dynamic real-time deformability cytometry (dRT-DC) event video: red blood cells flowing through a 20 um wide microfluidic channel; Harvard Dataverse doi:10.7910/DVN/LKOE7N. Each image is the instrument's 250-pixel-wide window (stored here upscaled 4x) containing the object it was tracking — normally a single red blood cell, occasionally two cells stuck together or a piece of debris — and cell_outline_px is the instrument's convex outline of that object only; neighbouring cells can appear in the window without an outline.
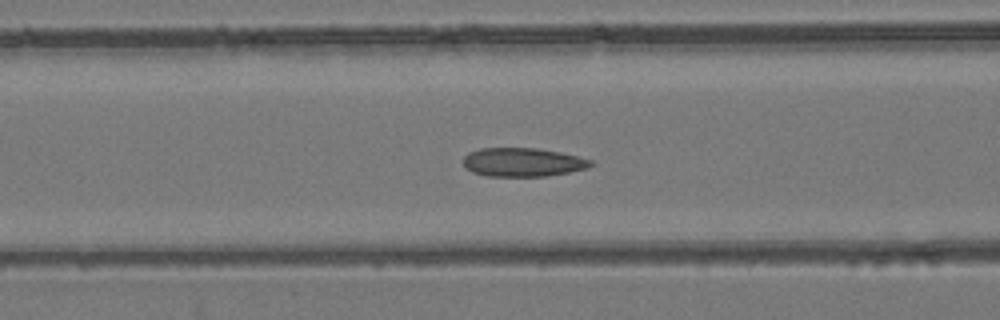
{"species": "common noctule bat (a hibernating species)", "species_latin": "Nyctalus noctula", "temperature_condition": "room temperature", "stored_images_in_passage": 55, "camera_frame_rate_fps": 3000, "um_per_image_px": 0.085, "animal": {"sex": "female", "body_mass_g": 24.6, "forearm_length_mm": 56.2}, "frame": {"image": 1, "passage_image": 22, "time_ms": 7.0, "image_size_px": [1000, 320], "cell_outline_px": [[596, 164], [588, 168], [548, 176], [484, 176], [472, 172], [464, 168], [464, 156], [468, 152], [480, 148], [536, 148], [560, 152], [592, 160]], "centroid_in_image_um": [44.42, 13.79], "position_along_channel_um": 122.2, "area_um2": 21.5}}
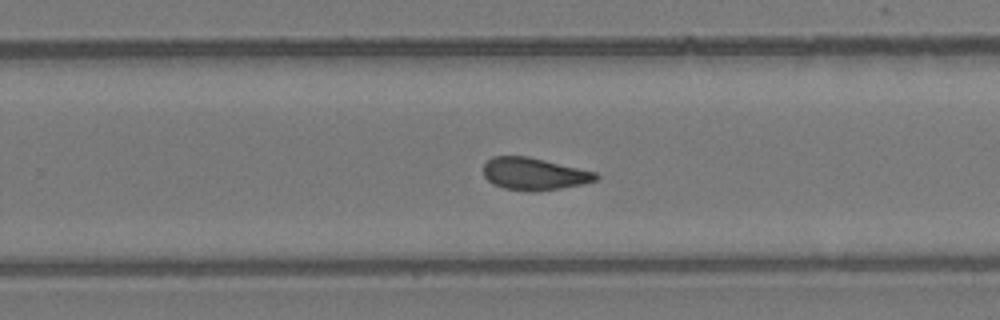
{"frame": {"image": 2, "passage_image": 35, "time_ms": 11.333, "image_size_px": [1000, 320], "cell_outline_px": [[600, 176], [596, 180], [584, 184], [560, 188], [532, 192], [504, 188], [492, 184], [484, 176], [484, 164], [492, 156], [528, 156], [596, 172]], "centroid_in_image_um": [45.4, 14.78], "position_along_channel_um": 284.4, "area_um2": 21.15}}
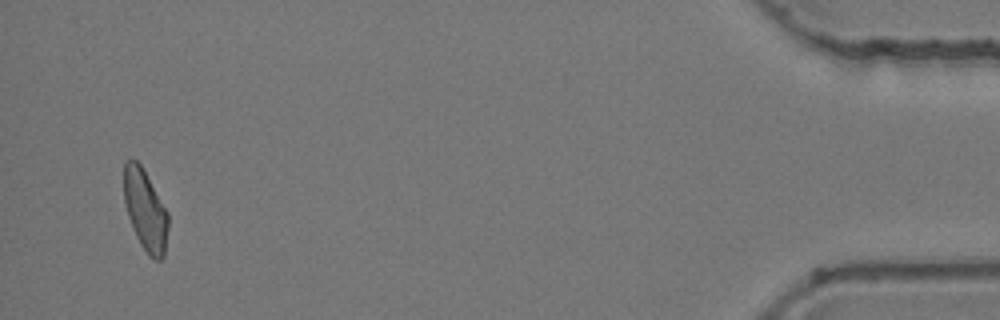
{"frame": {"image": 3, "passage_image": 53, "time_ms": 17.333, "image_size_px": [1000, 320], "cell_outline_px": [[168, 228], [164, 256], [160, 260], [152, 260], [148, 256], [140, 244], [132, 228], [128, 216], [124, 200], [124, 160], [136, 160], [140, 164], [168, 212]], "centroid_in_image_um": [12.35, 17.91], "position_along_channel_um": 422.9, "area_um2": 20.87}, "authors_computed_cell_mechanics": {"area_um2": 21.6172, "velocity_mm_per_s": 3.7512, "shape_relaxation_time_tau1_ms": null, "shape_relaxation_time_tau2_ms": 2.0161, "deformation_change_tau1": null, "deformation_change_tau2": 0.0728}}